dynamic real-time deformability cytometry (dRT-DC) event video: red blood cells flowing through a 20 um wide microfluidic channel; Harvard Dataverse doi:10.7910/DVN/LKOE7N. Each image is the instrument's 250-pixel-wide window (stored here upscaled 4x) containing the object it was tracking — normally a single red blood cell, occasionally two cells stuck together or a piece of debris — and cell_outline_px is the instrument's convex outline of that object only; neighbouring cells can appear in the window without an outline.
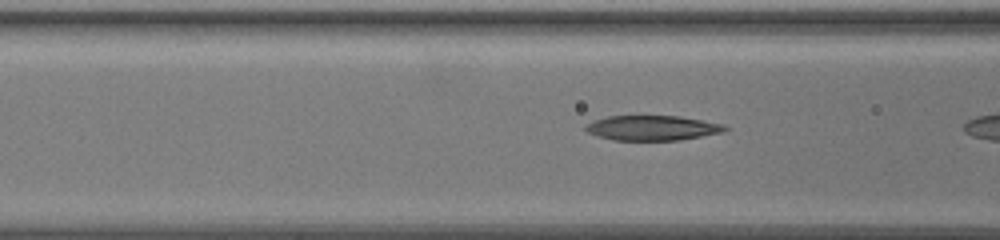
{"species": "common noctule bat (a hibernating species)", "species_latin": "Nyctalus noctula", "temperature_condition": "warm", "stored_images_in_passage": 7, "camera_frame_rate_fps": 3000, "um_per_image_px": 0.085, "animal": {"sex": "female", "body_mass_g": 19.5, "forearm_length_mm": 54.1}, "frame": {"image": 1, "passage_image": 6, "time_ms": 1.667, "image_size_px": [1000, 240], "cell_outline_px": [[728, 128], [724, 132], [680, 140], [612, 140], [588, 132], [584, 128], [588, 124], [596, 120], [608, 116], [680, 116], [724, 124]], "centroid_in_image_um": [55.5, 10.87], "position_along_channel_um": 111.1, "area_um2": 20.06}}